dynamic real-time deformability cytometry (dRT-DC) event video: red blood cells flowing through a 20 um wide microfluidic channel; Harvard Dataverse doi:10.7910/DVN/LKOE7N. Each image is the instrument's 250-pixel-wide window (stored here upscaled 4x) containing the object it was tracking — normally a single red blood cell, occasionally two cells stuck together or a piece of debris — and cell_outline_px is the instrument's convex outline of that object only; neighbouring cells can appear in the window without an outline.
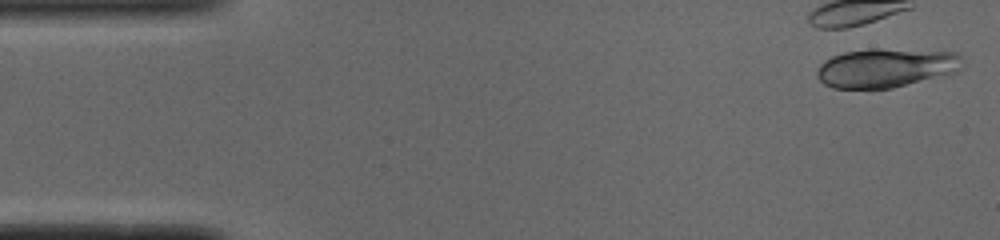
{"species": "common noctule bat (a hibernating species)", "species_latin": "Nyctalus noctula", "temperature_condition": "cold", "stored_images_in_passage": 43, "camera_frame_rate_fps": 3000, "um_per_image_px": 0.085, "animal": {"sex": "male", "body_mass_g": 19.0, "forearm_length_mm": 50.8}, "frame": {"image": 1, "passage_image": 2, "time_ms": 0.333, "image_size_px": [1000, 240], "cell_outline_px": [[960, 56], [956, 72], [944, 76], [892, 88], [832, 88], [824, 84], [816, 76], [816, 72], [820, 64], [824, 60], [832, 56], [844, 52], [876, 48], [956, 52]], "centroid_in_image_um": [75.25, 5.77], "position_along_channel_um": 9.7, "area_um2": 33.0}}